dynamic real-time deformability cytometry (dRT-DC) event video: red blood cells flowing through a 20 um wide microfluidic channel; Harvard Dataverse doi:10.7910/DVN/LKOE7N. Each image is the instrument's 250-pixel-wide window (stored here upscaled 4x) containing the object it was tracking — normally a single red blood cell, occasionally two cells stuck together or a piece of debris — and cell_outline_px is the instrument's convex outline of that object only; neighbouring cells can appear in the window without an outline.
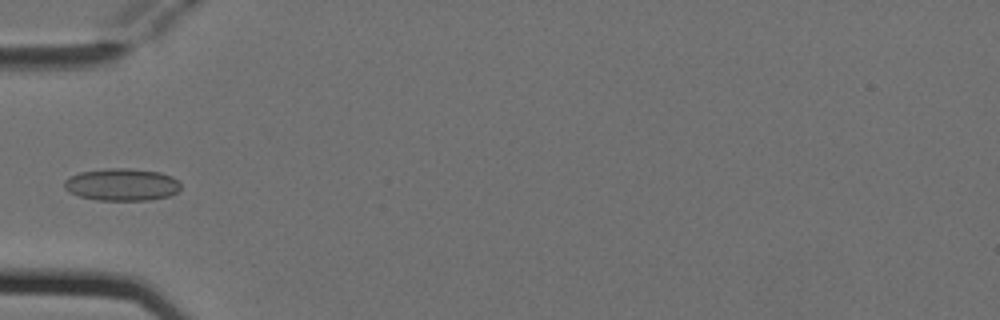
{"species": "Egyptian fruit bat (a non-hibernating species)", "species_latin": "Rousettus aegyptiacus", "temperature_condition": "cold", "stored_images_in_passage": 6, "camera_frame_rate_fps": 3000, "um_per_image_px": 0.085, "animal": {"sex": "female"}, "frame": {"image": 1, "passage_image": 6, "time_ms": 1.667, "image_size_px": [1000, 320], "cell_outline_px": [[180, 188], [176, 192], [168, 196], [148, 200], [96, 200], [80, 196], [64, 188], [64, 180], [68, 176], [80, 172], [108, 168], [128, 168], [160, 172], [172, 176], [180, 184]], "centroid_in_image_um": [10.34, 15.68], "position_along_channel_um": 74.7, "area_um2": 21.85}}